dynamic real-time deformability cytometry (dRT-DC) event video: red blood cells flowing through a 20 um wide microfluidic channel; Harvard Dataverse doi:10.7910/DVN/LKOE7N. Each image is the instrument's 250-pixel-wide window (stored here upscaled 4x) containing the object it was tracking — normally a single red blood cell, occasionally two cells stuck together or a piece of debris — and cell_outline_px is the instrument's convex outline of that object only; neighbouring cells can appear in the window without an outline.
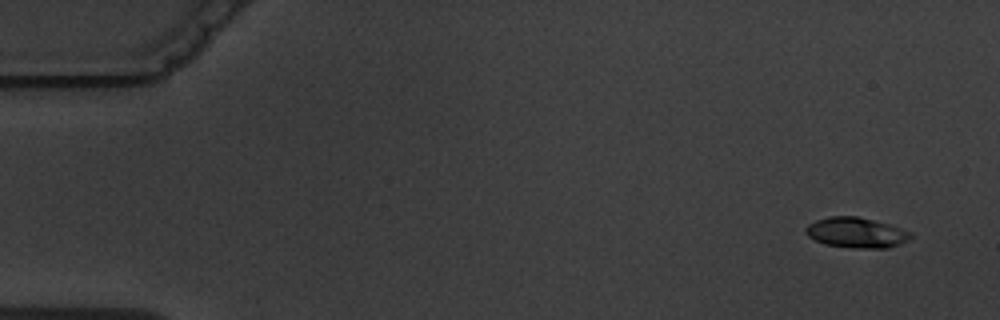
{"species": "common noctule bat (a hibernating species)", "species_latin": "Nyctalus noctula", "temperature_condition": "warm", "stored_images_in_passage": 5, "camera_frame_rate_fps": 3000, "um_per_image_px": 0.085, "animal": {"sex": "male", "body_mass_g": 19.5, "forearm_length_mm": 54.6}, "frame": {"image": 1, "passage_image": 1, "time_ms": 0.0, "image_size_px": [1000, 320], "cell_outline_px": [[912, 236], [908, 240], [900, 244], [888, 248], [852, 248], [824, 244], [808, 236], [804, 232], [804, 228], [808, 224], [816, 220], [832, 216], [856, 216], [888, 224], [912, 232]], "centroid_in_image_um": [72.77, 19.78], "position_along_channel_um": 12.2, "area_um2": 18.55}}
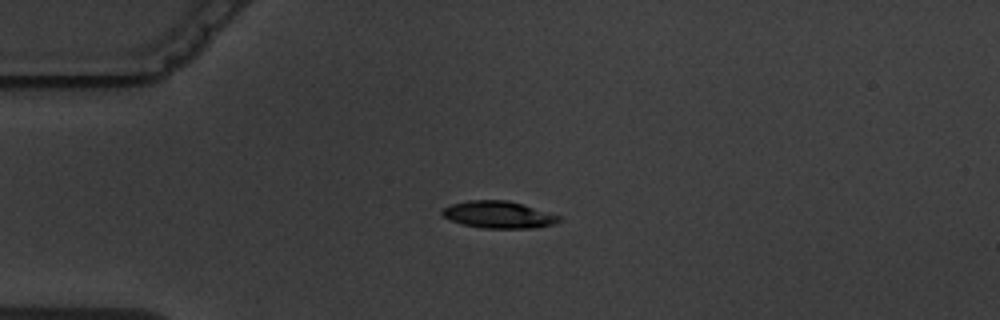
{"frame": {"image": 2, "passage_image": 4, "time_ms": 3.667, "image_size_px": [1000, 320], "cell_outline_px": [[560, 220], [552, 224], [536, 228], [480, 228], [464, 224], [452, 220], [444, 216], [440, 212], [444, 208], [452, 204], [468, 200], [508, 200], [560, 216]], "centroid_in_image_um": [42.36, 18.25], "position_along_channel_um": 42.6, "area_um2": 18.09}}